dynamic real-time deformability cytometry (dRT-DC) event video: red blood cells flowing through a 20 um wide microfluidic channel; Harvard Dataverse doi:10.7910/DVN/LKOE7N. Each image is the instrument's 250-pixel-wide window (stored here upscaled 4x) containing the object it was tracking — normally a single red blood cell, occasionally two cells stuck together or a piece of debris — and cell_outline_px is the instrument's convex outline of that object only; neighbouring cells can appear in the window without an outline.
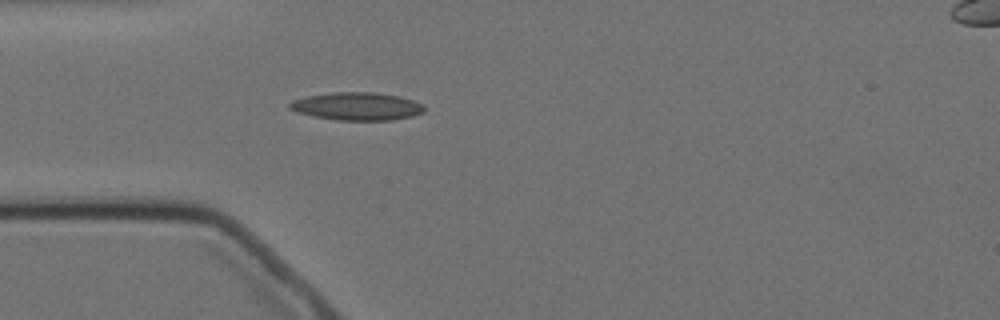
{"species": "Egyptian fruit bat (a non-hibernating species)", "species_latin": "Rousettus aegyptiacus", "temperature_condition": "cold", "stored_images_in_passage": 4, "camera_frame_rate_fps": 3000, "um_per_image_px": 0.085, "animal": {"sex": "female"}, "frame": {"image": 1, "passage_image": 4, "time_ms": 3.333, "image_size_px": [1000, 320], "cell_outline_px": [[424, 112], [412, 116], [392, 120], [336, 120], [312, 116], [296, 112], [288, 108], [288, 104], [292, 100], [308, 96], [332, 92], [376, 92], [400, 96], [424, 104]], "centroid_in_image_um": [30.33, 9.03], "position_along_channel_um": 54.7, "area_um2": 22.02}}